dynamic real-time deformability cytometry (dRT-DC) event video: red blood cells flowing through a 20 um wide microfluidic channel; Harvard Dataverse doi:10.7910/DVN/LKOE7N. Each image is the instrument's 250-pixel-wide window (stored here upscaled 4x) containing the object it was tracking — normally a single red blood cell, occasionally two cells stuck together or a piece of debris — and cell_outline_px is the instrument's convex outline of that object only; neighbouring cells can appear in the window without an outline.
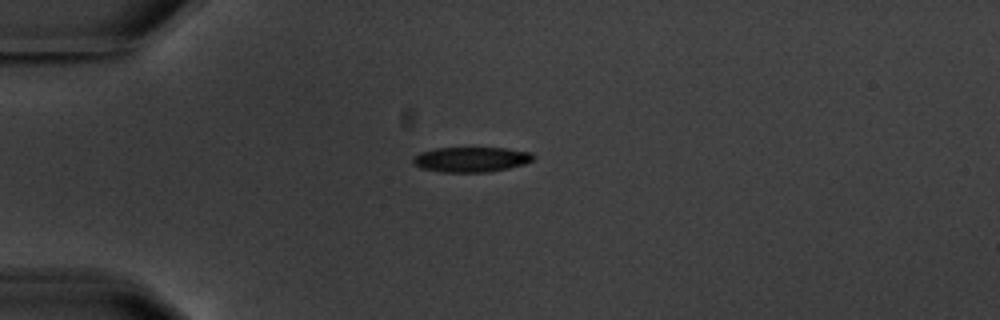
{"species": "common noctule bat (a hibernating species)", "species_latin": "Nyctalus noctula", "temperature_condition": "warm", "stored_images_in_passage": 3, "camera_frame_rate_fps": 3000, "um_per_image_px": 0.085, "animal": {"sex": "male", "body_mass_g": 20.1, "forearm_length_mm": 53.5}, "frame": {"image": 1, "passage_image": 1, "time_ms": 0.0, "image_size_px": [1000, 320], "cell_outline_px": [[536, 156], [532, 160], [524, 164], [508, 168], [488, 172], [440, 172], [420, 168], [412, 164], [412, 160], [420, 152], [436, 148], [504, 148], [532, 152]], "centroid_in_image_um": [40.04, 13.55], "position_along_channel_um": 45.0, "area_um2": 17.63}}